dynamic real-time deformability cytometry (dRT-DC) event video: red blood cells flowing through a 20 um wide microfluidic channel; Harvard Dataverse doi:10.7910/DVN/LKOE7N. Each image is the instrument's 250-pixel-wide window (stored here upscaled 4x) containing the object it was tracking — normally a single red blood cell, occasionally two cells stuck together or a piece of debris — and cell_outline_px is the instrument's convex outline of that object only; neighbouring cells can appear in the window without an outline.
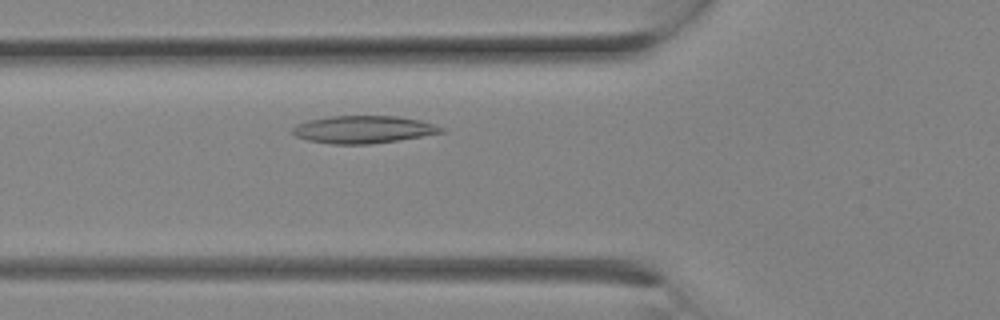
{"species": "Egyptian fruit bat (a non-hibernating species)", "species_latin": "Rousettus aegyptiacus", "temperature_condition": "room temperature", "stored_images_in_passage": 6, "camera_frame_rate_fps": 3000, "um_per_image_px": 0.085, "animal": {"sex": "female"}, "frame": {"image": 1, "passage_image": 6, "time_ms": 1.667, "image_size_px": [1000, 320], "cell_outline_px": [[448, 128], [444, 132], [400, 140], [368, 144], [332, 144], [308, 140], [296, 136], [292, 132], [292, 128], [296, 124], [308, 120], [328, 116], [396, 116], [420, 120]], "centroid_in_image_um": [30.91, 11.0], "position_along_channel_um": 94.9, "area_um2": 23.93}}